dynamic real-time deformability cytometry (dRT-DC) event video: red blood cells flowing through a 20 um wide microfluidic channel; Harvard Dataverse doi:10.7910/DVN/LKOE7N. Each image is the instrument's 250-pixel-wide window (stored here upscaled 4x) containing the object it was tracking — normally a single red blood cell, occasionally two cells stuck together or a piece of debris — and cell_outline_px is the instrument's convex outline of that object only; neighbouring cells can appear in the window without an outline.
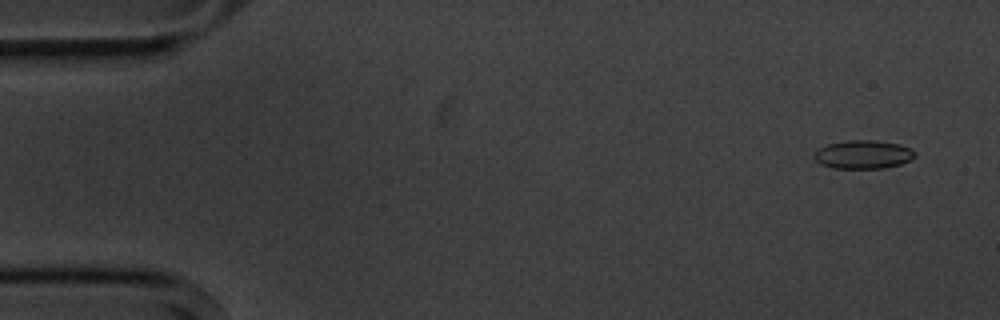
{"species": "common noctule bat (a hibernating species)", "species_latin": "Nyctalus noctula", "temperature_condition": "cold", "stored_images_in_passage": 5, "camera_frame_rate_fps": 3000, "um_per_image_px": 0.085, "animal": {"sex": "male", "body_mass_g": 20.1, "forearm_length_mm": 53.5}, "frame": {"image": 1, "passage_image": 1, "time_ms": 0.0, "image_size_px": [1000, 320], "cell_outline_px": [[916, 156], [912, 160], [900, 164], [884, 168], [832, 168], [820, 164], [812, 156], [816, 148], [828, 144], [844, 140], [876, 140], [900, 144], [916, 152]], "centroid_in_image_um": [73.34, 13.12], "position_along_channel_um": 11.7, "area_um2": 16.99}}